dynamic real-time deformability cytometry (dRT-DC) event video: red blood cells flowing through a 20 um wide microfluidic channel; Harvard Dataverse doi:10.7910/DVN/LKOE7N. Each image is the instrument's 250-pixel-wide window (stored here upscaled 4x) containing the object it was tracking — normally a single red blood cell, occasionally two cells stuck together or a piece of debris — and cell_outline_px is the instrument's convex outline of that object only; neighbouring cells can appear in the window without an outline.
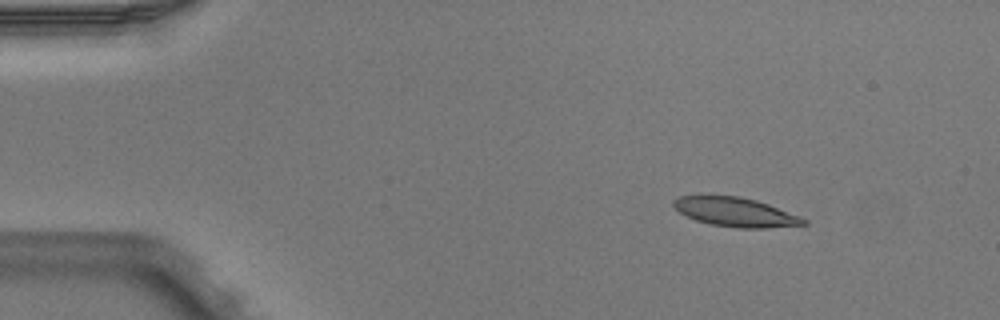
{"species": "Egyptian fruit bat (a non-hibernating species)", "species_latin": "Rousettus aegyptiacus", "temperature_condition": "warm", "stored_images_in_passage": 3, "camera_frame_rate_fps": 3000, "um_per_image_px": 0.085, "animal": {"sex": "male"}, "frame": {"image": 1, "passage_image": 1, "time_ms": 0.0, "image_size_px": [1000, 320], "cell_outline_px": [[808, 224], [768, 228], [736, 228], [708, 224], [696, 220], [680, 212], [672, 204], [672, 200], [680, 196], [740, 196], [756, 200], [768, 204], [800, 216], [808, 220]], "centroid_in_image_um": [62.54, 18.04], "position_along_channel_um": 22.5, "area_um2": 22.02}}